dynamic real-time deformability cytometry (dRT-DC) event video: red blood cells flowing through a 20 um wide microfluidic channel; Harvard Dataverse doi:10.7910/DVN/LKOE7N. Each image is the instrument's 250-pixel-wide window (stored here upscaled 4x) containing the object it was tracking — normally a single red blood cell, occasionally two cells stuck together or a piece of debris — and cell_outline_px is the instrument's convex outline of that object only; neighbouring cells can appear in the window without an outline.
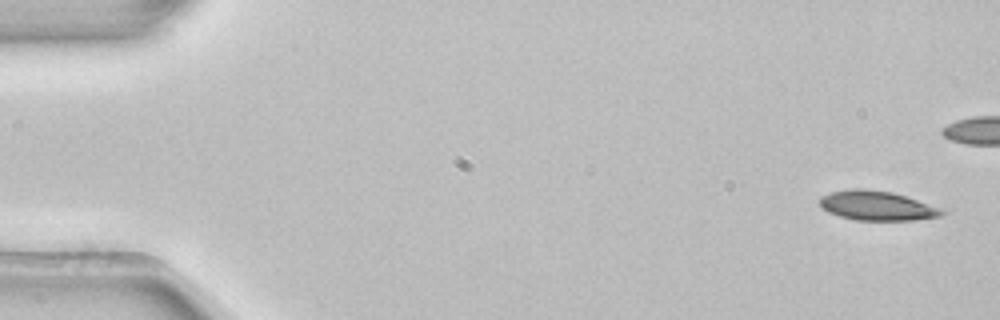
{"species": "common noctule bat (a hibernating species)", "species_latin": "Nyctalus noctula", "temperature_condition": "room temperature", "stored_images_in_passage": 4, "segment_of_instrument_passage": [2, 2], "camera_frame_rate_fps": 3000, "um_per_image_px": 0.085, "animal": {"sex": "female", "body_mass_g": 22.7, "forearm_length_mm": 54.2}, "frame": {"image": 1, "passage_image": 4, "time_ms": 1.0, "image_size_px": [1000, 320], "cell_outline_px": [[944, 212], [940, 216], [912, 220], [856, 220], [840, 216], [828, 212], [820, 204], [820, 196], [832, 192], [852, 188], [864, 188], [892, 192], [944, 208]], "centroid_in_image_um": [74.55, 17.47], "position_along_channel_um": 10.4, "area_um2": 20.92}}